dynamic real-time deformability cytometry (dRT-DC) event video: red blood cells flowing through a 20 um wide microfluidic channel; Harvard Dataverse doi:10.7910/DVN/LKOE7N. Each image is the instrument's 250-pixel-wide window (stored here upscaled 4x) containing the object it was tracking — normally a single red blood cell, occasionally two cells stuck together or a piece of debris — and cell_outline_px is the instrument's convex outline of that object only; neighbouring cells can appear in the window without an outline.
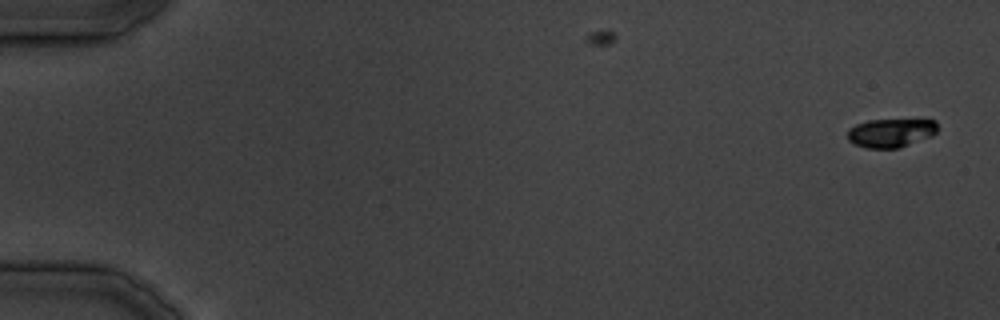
{"species": "common noctule bat (a hibernating species)", "species_latin": "Nyctalus noctula", "temperature_condition": "cold", "stored_images_in_passage": 15, "camera_frame_rate_fps": 3000, "um_per_image_px": 0.085, "animal": {"sex": "male", "body_mass_g": 19.5, "forearm_length_mm": 54.6}, "frame": {"image": 1, "passage_image": 1, "time_ms": 0.0, "image_size_px": [1000, 320], "cell_outline_px": [[936, 132], [932, 136], [900, 148], [864, 148], [848, 140], [848, 128], [856, 124], [868, 120], [936, 120]], "centroid_in_image_um": [75.71, 11.3], "position_along_channel_um": 9.3, "area_um2": 15.03}}
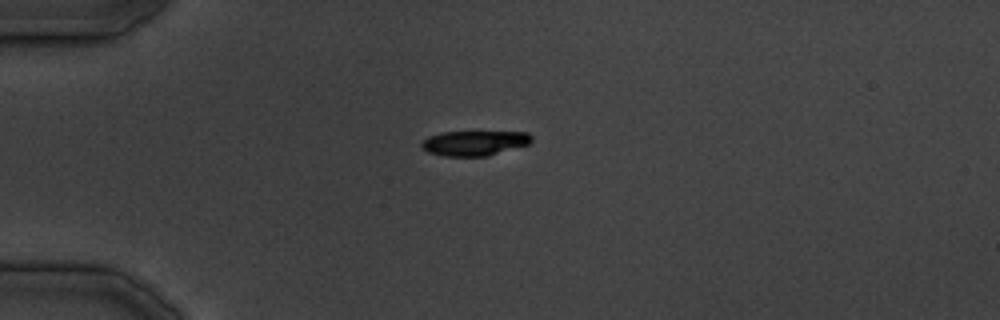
{"frame": {"image": 2, "passage_image": 10, "time_ms": 11.0, "image_size_px": [1000, 320], "cell_outline_px": [[532, 140], [528, 144], [488, 156], [444, 156], [428, 152], [420, 144], [428, 136], [440, 132], [528, 132], [532, 136]], "centroid_in_image_um": [40.32, 12.16], "position_along_channel_um": 44.7, "area_um2": 15.9}}